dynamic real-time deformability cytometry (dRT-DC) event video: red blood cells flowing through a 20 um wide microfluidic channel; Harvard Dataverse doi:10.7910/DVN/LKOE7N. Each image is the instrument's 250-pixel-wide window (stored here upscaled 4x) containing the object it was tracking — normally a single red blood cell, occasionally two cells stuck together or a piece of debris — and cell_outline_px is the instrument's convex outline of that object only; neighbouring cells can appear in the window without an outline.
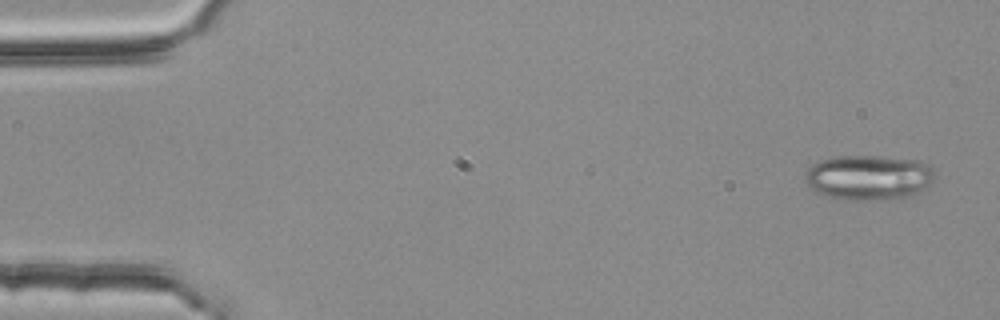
{"species": "common noctule bat (a hibernating species)", "species_latin": "Nyctalus noctula", "temperature_condition": "room temperature", "stored_images_in_passage": 6, "camera_frame_rate_fps": 3000, "um_per_image_px": 0.085, "animal": {"sex": "female", "body_mass_g": 25.1}, "frame": {"image": 1, "passage_image": 1, "time_ms": 0.0, "image_size_px": [1000, 320], "cell_outline_px": [[936, 176], [932, 184], [920, 196], [904, 200], [844, 200], [828, 196], [816, 192], [808, 188], [804, 180], [804, 176], [808, 168], [812, 164], [820, 160], [836, 156], [872, 156], [920, 160], [928, 164], [936, 172]], "centroid_in_image_um": [73.93, 15.12], "position_along_channel_um": 11.1, "area_um2": 35.43}}
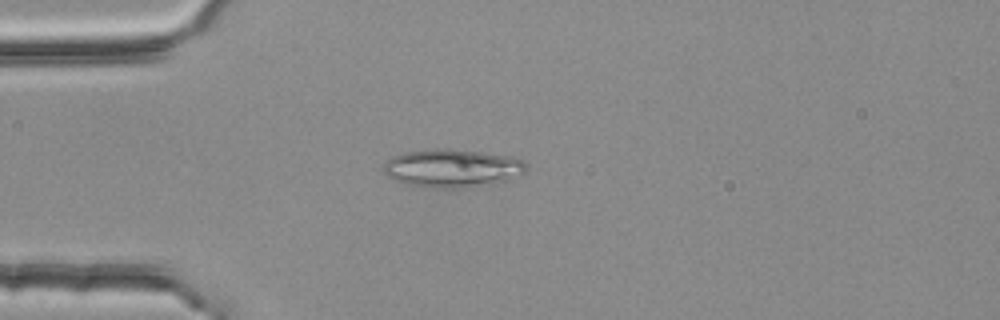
{"frame": {"image": 2, "passage_image": 4, "time_ms": 1.0, "image_size_px": [1000, 320], "cell_outline_px": [[528, 168], [524, 172], [504, 184], [468, 188], [428, 188], [404, 184], [392, 180], [384, 172], [384, 164], [392, 156], [404, 152], [440, 148], [444, 148], [484, 152], [512, 156], [524, 160], [528, 164]], "centroid_in_image_um": [38.52, 14.32], "position_along_channel_um": 46.5, "area_um2": 32.77}}